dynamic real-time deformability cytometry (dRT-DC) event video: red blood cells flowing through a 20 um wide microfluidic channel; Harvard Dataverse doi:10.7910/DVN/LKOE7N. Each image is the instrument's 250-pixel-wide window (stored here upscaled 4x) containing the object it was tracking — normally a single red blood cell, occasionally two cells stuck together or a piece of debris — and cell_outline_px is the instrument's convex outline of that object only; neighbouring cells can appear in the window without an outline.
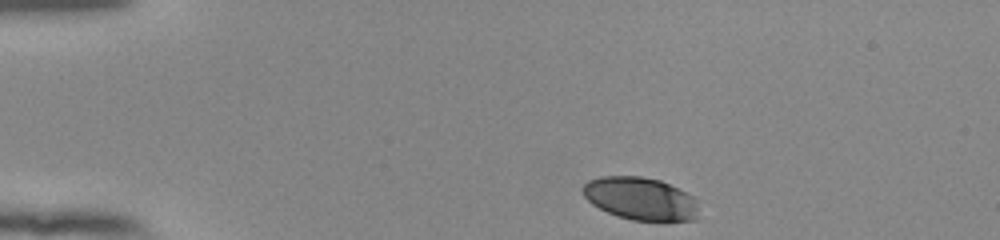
{"species": "human", "species_latin": "Homo sapiens", "temperature_condition": "room temperature", "stored_images_in_passage": 45, "camera_frame_rate_fps": 3000, "um_per_image_px": 0.085, "donor": {"sex": "female"}, "frame": {"image": 1, "passage_image": 1, "time_ms": 0.0, "image_size_px": [1000, 240], "cell_outline_px": [[696, 220], [668, 224], [632, 220], [616, 216], [592, 204], [584, 196], [580, 188], [588, 180], [600, 176], [640, 176], [660, 180], [692, 196], [696, 208]], "centroid_in_image_um": [54.42, 16.93], "position_along_channel_um": 30.6, "area_um2": 29.42}}
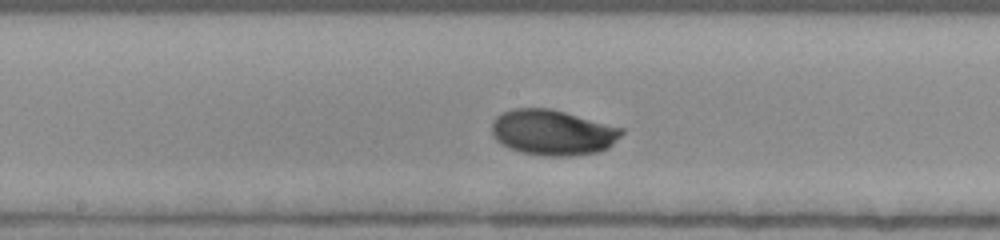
{"frame": {"image": 2, "passage_image": 20, "time_ms": 6.333, "image_size_px": [1000, 240], "cell_outline_px": [[624, 132], [608, 148], [596, 152], [572, 156], [544, 156], [520, 152], [508, 148], [500, 144], [492, 136], [492, 120], [496, 116], [512, 108], [552, 108], [624, 128]], "centroid_in_image_um": [46.95, 11.25], "position_along_channel_um": 201.2, "area_um2": 34.74}}
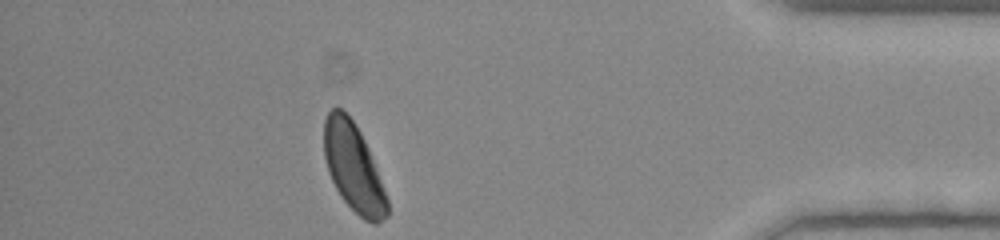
{"frame": {"image": 3, "passage_image": 39, "time_ms": 12.667, "image_size_px": [1000, 240], "cell_outline_px": [[388, 216], [376, 224], [372, 224], [364, 220], [340, 196], [328, 172], [324, 156], [324, 120], [328, 112], [332, 108], [340, 108], [352, 120], [360, 132], [368, 148], [388, 200]], "centroid_in_image_um": [30.03, 14.26], "position_along_channel_um": 405.2, "area_um2": 31.96}, "authors_computed_cell_mechanics": {"area_um2": 32.4836, "velocity_mm_per_s": 3.8374, "shape_relaxation_time_tau1_ms": 2.4316, "shape_relaxation_time_tau2_ms": null, "deformation_change_tau1": 0.0923, "deformation_change_tau2": null}}